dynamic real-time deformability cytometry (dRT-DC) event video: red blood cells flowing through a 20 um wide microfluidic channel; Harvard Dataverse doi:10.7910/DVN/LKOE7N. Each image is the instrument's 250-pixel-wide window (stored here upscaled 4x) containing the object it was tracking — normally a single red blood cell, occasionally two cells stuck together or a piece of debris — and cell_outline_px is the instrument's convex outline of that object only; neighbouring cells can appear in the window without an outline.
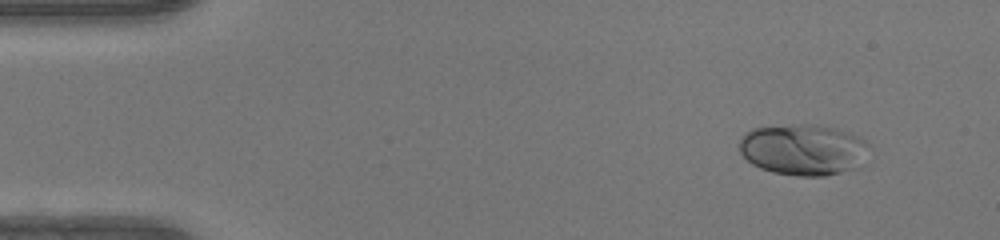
{"species": "human", "species_latin": "Homo sapiens", "temperature_condition": "warm", "stored_images_in_passage": 45, "camera_frame_rate_fps": 3000, "um_per_image_px": 0.085, "donor": {"sex": "female"}, "frame": {"image": 1, "passage_image": 1, "time_ms": 0.0, "image_size_px": [1000, 240], "cell_outline_px": [[868, 144], [856, 168], [824, 176], [800, 176], [772, 172], [760, 168], [752, 164], [740, 152], [740, 140], [752, 128], [800, 124], [812, 124], [836, 128], [852, 132], [860, 136]], "centroid_in_image_um": [68.25, 12.71], "position_along_channel_um": 16.7, "area_um2": 38.26}}
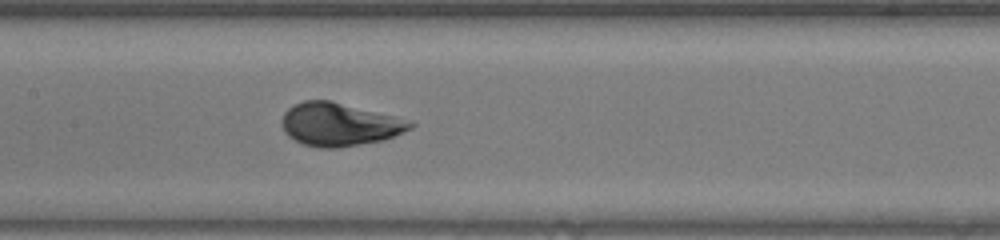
{"frame": {"image": 2, "passage_image": 20, "time_ms": 6.333, "image_size_px": [1000, 240], "cell_outline_px": [[416, 124], [412, 128], [384, 140], [336, 148], [320, 148], [304, 144], [288, 136], [284, 132], [280, 124], [280, 120], [284, 112], [288, 108], [304, 100], [332, 100], [408, 120]], "centroid_in_image_um": [28.81, 10.57], "position_along_channel_um": 178.6, "area_um2": 32.19}}
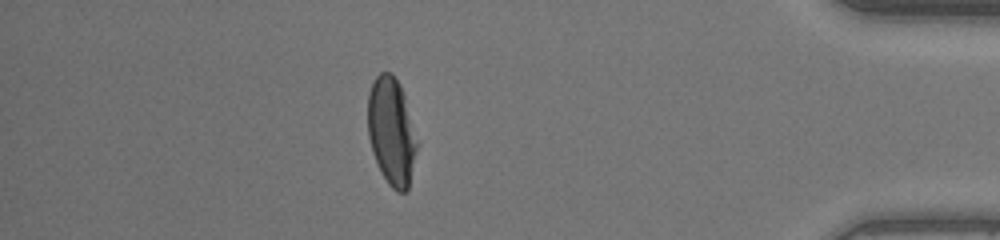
{"frame": {"image": 3, "passage_image": 39, "time_ms": 12.667, "image_size_px": [1000, 240], "cell_outline_px": [[416, 152], [408, 188], [404, 192], [396, 192], [388, 184], [380, 172], [372, 152], [368, 136], [368, 92], [376, 76], [380, 72], [392, 72], [400, 84], [404, 96], [416, 144]], "centroid_in_image_um": [33.23, 11.17], "position_along_channel_um": 402.0, "area_um2": 30.35}}